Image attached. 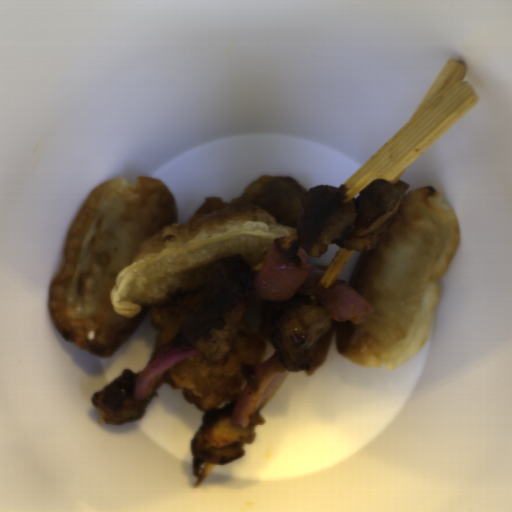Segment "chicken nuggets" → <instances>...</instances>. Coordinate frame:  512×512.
Returning <instances> with one entry per match:
<instances>
[{"instance_id":"obj_1","label":"chicken nuggets","mask_w":512,"mask_h":512,"mask_svg":"<svg viewBox=\"0 0 512 512\" xmlns=\"http://www.w3.org/2000/svg\"><path fill=\"white\" fill-rule=\"evenodd\" d=\"M410 187L401 179L398 184L372 179L349 202L345 200L352 189L346 184L309 187L301 197L296 224L300 247L318 258L331 244L356 253L375 249L396 222L402 197Z\"/></svg>"},{"instance_id":"obj_2","label":"chicken nuggets","mask_w":512,"mask_h":512,"mask_svg":"<svg viewBox=\"0 0 512 512\" xmlns=\"http://www.w3.org/2000/svg\"><path fill=\"white\" fill-rule=\"evenodd\" d=\"M258 271L242 255L219 258L206 271L201 290L174 298L168 305L180 333L201 353L199 366L228 356L251 300Z\"/></svg>"},{"instance_id":"obj_3","label":"chicken nuggets","mask_w":512,"mask_h":512,"mask_svg":"<svg viewBox=\"0 0 512 512\" xmlns=\"http://www.w3.org/2000/svg\"><path fill=\"white\" fill-rule=\"evenodd\" d=\"M335 320L314 296H293L277 302L271 314L270 339L285 371L304 372L313 365L319 340Z\"/></svg>"},{"instance_id":"obj_4","label":"chicken nuggets","mask_w":512,"mask_h":512,"mask_svg":"<svg viewBox=\"0 0 512 512\" xmlns=\"http://www.w3.org/2000/svg\"><path fill=\"white\" fill-rule=\"evenodd\" d=\"M236 402L227 400L215 409L204 411L202 424L190 439L195 478L202 476L199 465H224L244 455L245 444H251L254 438L255 425H262L264 419L258 411L249 416L246 427L234 424L231 416Z\"/></svg>"},{"instance_id":"obj_5","label":"chicken nuggets","mask_w":512,"mask_h":512,"mask_svg":"<svg viewBox=\"0 0 512 512\" xmlns=\"http://www.w3.org/2000/svg\"><path fill=\"white\" fill-rule=\"evenodd\" d=\"M139 374L126 369L100 392H94L91 404L105 425H125L141 419L146 414L149 402L154 396L158 397L154 392L141 400H135L134 382Z\"/></svg>"}]
</instances>
